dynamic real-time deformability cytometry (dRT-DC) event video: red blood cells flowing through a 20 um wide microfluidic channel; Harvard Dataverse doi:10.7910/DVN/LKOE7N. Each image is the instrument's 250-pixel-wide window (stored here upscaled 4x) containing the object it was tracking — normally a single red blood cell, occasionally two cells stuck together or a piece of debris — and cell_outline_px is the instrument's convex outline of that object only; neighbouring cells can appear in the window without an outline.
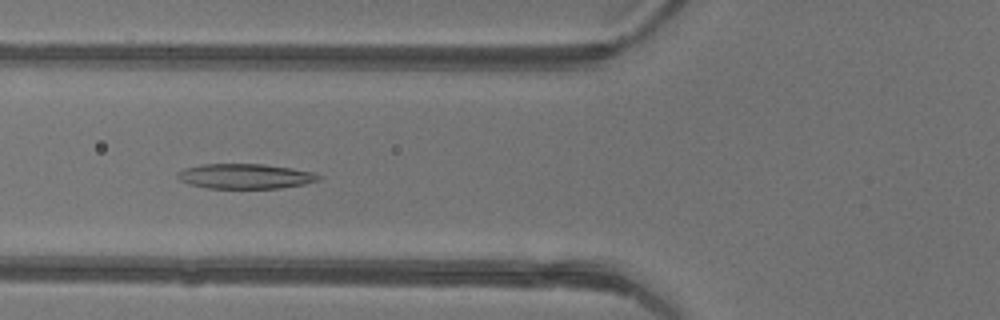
{"species": "common noctule bat (a hibernating species)", "species_latin": "Nyctalus noctula", "temperature_condition": "warm", "stored_images_in_passage": 42, "camera_frame_rate_fps": 3000, "um_per_image_px": 0.085, "animal": {"sex": "female"}, "frame": {"image": 1, "passage_image": 13, "time_ms": 4.0, "image_size_px": [1000, 320], "cell_outline_px": [[324, 176], [320, 180], [304, 184], [280, 188], [208, 188], [188, 184], [180, 180], [176, 176], [176, 172], [184, 168], [200, 164], [264, 164], [292, 168], [312, 172]], "centroid_in_image_um": [20.84, 14.97], "position_along_channel_um": 105.0, "area_um2": 20.69}}
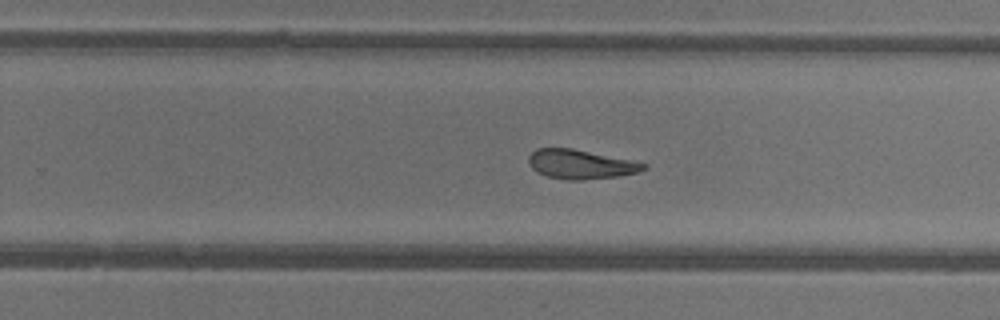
{"frame": {"image": 2, "passage_image": 25, "time_ms": 8.0, "image_size_px": [1000, 320], "cell_outline_px": [[648, 168], [636, 172], [616, 176], [580, 180], [568, 180], [548, 176], [536, 172], [528, 164], [528, 156], [536, 148], [572, 148], [648, 164]], "centroid_in_image_um": [49.3, 13.96], "position_along_channel_um": 280.5, "area_um2": 19.36}}
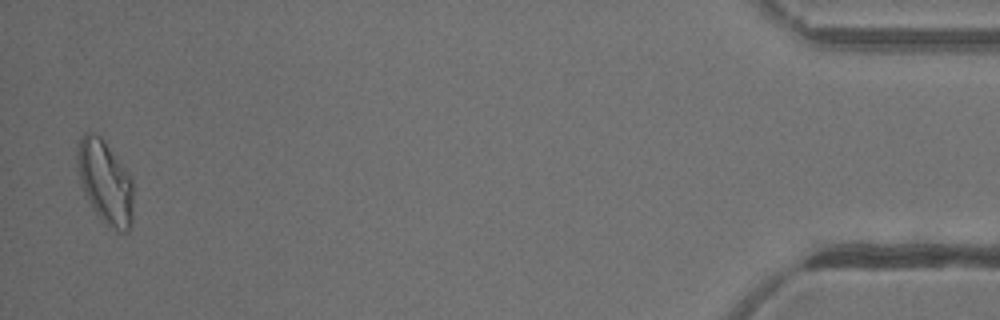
{"frame": {"image": 3, "passage_image": 41, "time_ms": 13.333, "image_size_px": [1000, 320], "cell_outline_px": [[132, 224], [128, 232], [116, 232], [100, 220], [92, 208], [80, 184], [76, 160], [76, 148], [84, 132], [92, 132], [100, 136], [104, 140], [132, 176]], "centroid_in_image_um": [8.93, 15.49], "position_along_channel_um": 426.3, "area_um2": 27.74}, "authors_computed_cell_mechanics": {"area_um2": 21.6172, "velocity_mm_per_s": 4.3892, "shape_relaxation_time_tau1_ms": null, "shape_relaxation_time_tau2_ms": 4.573, "deformation_change_tau1": null, "deformation_change_tau2": 0.1582}}